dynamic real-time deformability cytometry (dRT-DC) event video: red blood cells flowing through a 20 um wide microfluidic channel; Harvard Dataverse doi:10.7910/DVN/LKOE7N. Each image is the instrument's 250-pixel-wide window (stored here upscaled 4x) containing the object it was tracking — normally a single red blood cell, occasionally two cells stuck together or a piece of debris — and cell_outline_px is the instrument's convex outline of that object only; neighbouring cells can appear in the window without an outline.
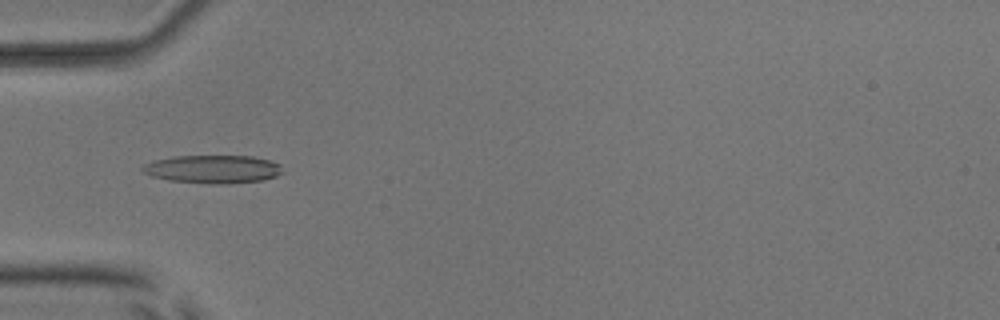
{"species": "common noctule bat (a hibernating species)", "species_latin": "Nyctalus noctula", "temperature_condition": "room temperature", "stored_images_in_passage": 8, "camera_frame_rate_fps": 3000, "um_per_image_px": 0.085, "animal": {"sex": "male", "body_mass_g": 17.9, "forearm_length_mm": 54.2}, "frame": {"image": 1, "passage_image": 5, "time_ms": 4.667, "image_size_px": [1000, 320], "cell_outline_px": [[284, 172], [276, 176], [264, 180], [220, 184], [212, 184], [168, 180], [152, 176], [144, 172], [140, 168], [144, 164], [152, 160], [176, 156], [252, 156], [268, 160], [280, 164]], "centroid_in_image_um": [18.09, 14.37], "position_along_channel_um": 66.9, "area_um2": 23.0}}
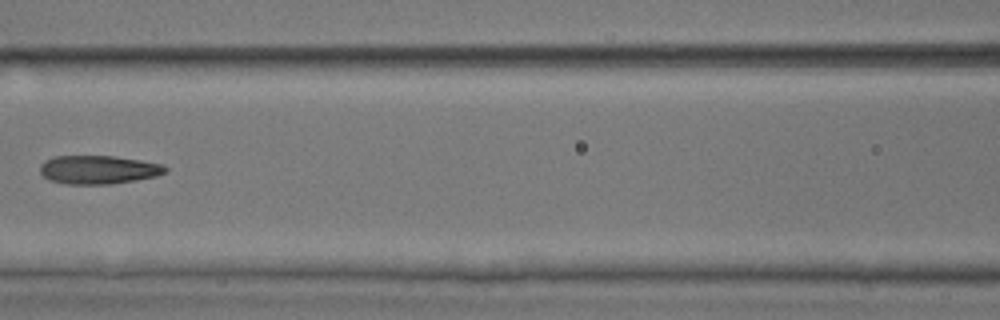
{"frame": {"image": 2, "passage_image": 7, "time_ms": 7.0, "image_size_px": [1000, 320], "cell_outline_px": [[168, 172], [156, 176], [136, 180], [112, 184], [64, 184], [48, 180], [40, 172], [40, 164], [44, 160], [52, 156], [116, 156], [164, 164], [168, 168]], "centroid_in_image_um": [8.37, 14.42], "position_along_channel_um": 158.2, "area_um2": 21.15}}
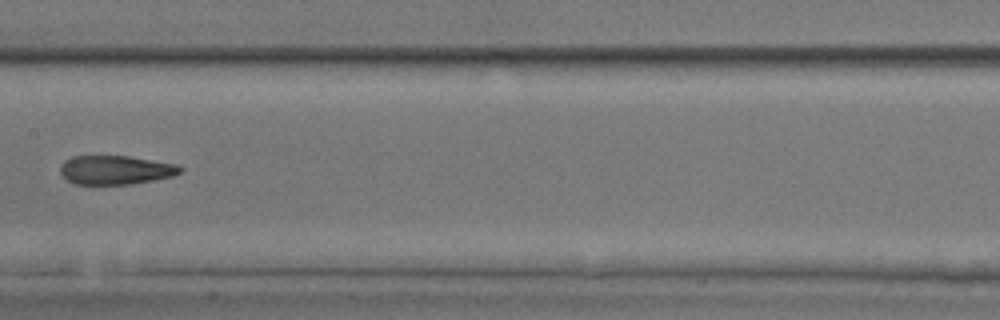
{"frame": {"image": 3, "passage_image": 8, "time_ms": 8.0, "image_size_px": [1000, 320], "cell_outline_px": [[184, 168], [180, 172], [172, 176], [152, 180], [128, 184], [72, 184], [60, 172], [60, 164], [64, 160], [72, 156], [128, 156], [180, 164]], "centroid_in_image_um": [9.82, 14.43], "position_along_channel_um": 197.6, "area_um2": 20.29}}